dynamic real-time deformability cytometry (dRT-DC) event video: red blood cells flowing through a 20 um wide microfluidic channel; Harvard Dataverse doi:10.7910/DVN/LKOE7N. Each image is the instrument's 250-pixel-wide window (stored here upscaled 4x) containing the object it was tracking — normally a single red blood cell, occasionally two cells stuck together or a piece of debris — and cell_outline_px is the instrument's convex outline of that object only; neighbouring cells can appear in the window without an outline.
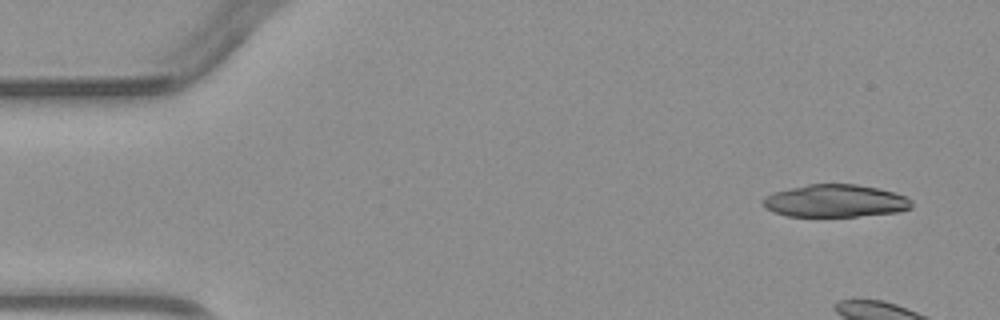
{"species": "common noctule bat (a hibernating species)", "species_latin": "Nyctalus noctula", "temperature_condition": "warm", "stored_images_in_passage": 4, "camera_frame_rate_fps": 3000, "um_per_image_px": 0.085, "animal": {"sex": "male", "body_mass_g": 23.1, "forearm_length_mm": 52.7}, "frame": {"image": 1, "passage_image": 1, "time_ms": 0.0, "image_size_px": [1000, 320], "cell_outline_px": [[912, 208], [896, 212], [856, 216], [788, 216], [772, 212], [764, 208], [760, 200], [764, 196], [772, 192], [788, 188], [808, 184], [856, 184], [880, 188], [908, 196], [912, 200]], "centroid_in_image_um": [70.97, 17.07], "position_along_channel_um": 14.0, "area_um2": 28.61}}